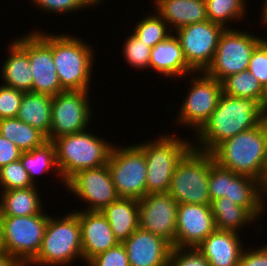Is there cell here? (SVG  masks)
Returning a JSON list of instances; mask_svg holds the SVG:
<instances>
[{
    "label": "cell",
    "mask_w": 267,
    "mask_h": 266,
    "mask_svg": "<svg viewBox=\"0 0 267 266\" xmlns=\"http://www.w3.org/2000/svg\"><path fill=\"white\" fill-rule=\"evenodd\" d=\"M0 266H23L15 257L6 251L0 252Z\"/></svg>",
    "instance_id": "obj_44"
},
{
    "label": "cell",
    "mask_w": 267,
    "mask_h": 266,
    "mask_svg": "<svg viewBox=\"0 0 267 266\" xmlns=\"http://www.w3.org/2000/svg\"><path fill=\"white\" fill-rule=\"evenodd\" d=\"M224 30L222 25L207 20L186 25L173 33L179 39L187 64L195 72H205L214 59Z\"/></svg>",
    "instance_id": "obj_13"
},
{
    "label": "cell",
    "mask_w": 267,
    "mask_h": 266,
    "mask_svg": "<svg viewBox=\"0 0 267 266\" xmlns=\"http://www.w3.org/2000/svg\"><path fill=\"white\" fill-rule=\"evenodd\" d=\"M175 247H197L216 230L211 205L178 204Z\"/></svg>",
    "instance_id": "obj_17"
},
{
    "label": "cell",
    "mask_w": 267,
    "mask_h": 266,
    "mask_svg": "<svg viewBox=\"0 0 267 266\" xmlns=\"http://www.w3.org/2000/svg\"><path fill=\"white\" fill-rule=\"evenodd\" d=\"M65 188L87 204V208L81 209L85 211H102L119 198L107 164L78 171Z\"/></svg>",
    "instance_id": "obj_14"
},
{
    "label": "cell",
    "mask_w": 267,
    "mask_h": 266,
    "mask_svg": "<svg viewBox=\"0 0 267 266\" xmlns=\"http://www.w3.org/2000/svg\"><path fill=\"white\" fill-rule=\"evenodd\" d=\"M122 244L130 266H168L172 245L161 236L138 227Z\"/></svg>",
    "instance_id": "obj_19"
},
{
    "label": "cell",
    "mask_w": 267,
    "mask_h": 266,
    "mask_svg": "<svg viewBox=\"0 0 267 266\" xmlns=\"http://www.w3.org/2000/svg\"><path fill=\"white\" fill-rule=\"evenodd\" d=\"M53 96L24 92L17 118L42 132L49 141Z\"/></svg>",
    "instance_id": "obj_26"
},
{
    "label": "cell",
    "mask_w": 267,
    "mask_h": 266,
    "mask_svg": "<svg viewBox=\"0 0 267 266\" xmlns=\"http://www.w3.org/2000/svg\"><path fill=\"white\" fill-rule=\"evenodd\" d=\"M261 108L267 113V84L263 86V94L261 97Z\"/></svg>",
    "instance_id": "obj_45"
},
{
    "label": "cell",
    "mask_w": 267,
    "mask_h": 266,
    "mask_svg": "<svg viewBox=\"0 0 267 266\" xmlns=\"http://www.w3.org/2000/svg\"><path fill=\"white\" fill-rule=\"evenodd\" d=\"M20 160L34 185L38 183V179L36 177L44 173L48 174L52 170V172H55L54 174H57L56 176H58V179H60V183L62 181L64 185L63 187L66 186V183L61 178L57 166L56 150L52 141H47L42 146L31 151L22 152Z\"/></svg>",
    "instance_id": "obj_29"
},
{
    "label": "cell",
    "mask_w": 267,
    "mask_h": 266,
    "mask_svg": "<svg viewBox=\"0 0 267 266\" xmlns=\"http://www.w3.org/2000/svg\"><path fill=\"white\" fill-rule=\"evenodd\" d=\"M168 266H211L197 247L172 246Z\"/></svg>",
    "instance_id": "obj_38"
},
{
    "label": "cell",
    "mask_w": 267,
    "mask_h": 266,
    "mask_svg": "<svg viewBox=\"0 0 267 266\" xmlns=\"http://www.w3.org/2000/svg\"><path fill=\"white\" fill-rule=\"evenodd\" d=\"M150 13L137 21L132 33L152 49L158 43L165 41L173 32L157 12Z\"/></svg>",
    "instance_id": "obj_33"
},
{
    "label": "cell",
    "mask_w": 267,
    "mask_h": 266,
    "mask_svg": "<svg viewBox=\"0 0 267 266\" xmlns=\"http://www.w3.org/2000/svg\"><path fill=\"white\" fill-rule=\"evenodd\" d=\"M138 203L139 227L175 247L178 202L167 192L147 194Z\"/></svg>",
    "instance_id": "obj_16"
},
{
    "label": "cell",
    "mask_w": 267,
    "mask_h": 266,
    "mask_svg": "<svg viewBox=\"0 0 267 266\" xmlns=\"http://www.w3.org/2000/svg\"><path fill=\"white\" fill-rule=\"evenodd\" d=\"M79 258L83 261L81 225L74 209L64 217L49 215L40 250L27 266H70Z\"/></svg>",
    "instance_id": "obj_5"
},
{
    "label": "cell",
    "mask_w": 267,
    "mask_h": 266,
    "mask_svg": "<svg viewBox=\"0 0 267 266\" xmlns=\"http://www.w3.org/2000/svg\"><path fill=\"white\" fill-rule=\"evenodd\" d=\"M22 151L10 140L0 135V168L20 159Z\"/></svg>",
    "instance_id": "obj_43"
},
{
    "label": "cell",
    "mask_w": 267,
    "mask_h": 266,
    "mask_svg": "<svg viewBox=\"0 0 267 266\" xmlns=\"http://www.w3.org/2000/svg\"><path fill=\"white\" fill-rule=\"evenodd\" d=\"M214 161L236 174L267 179V118L258 126L238 133L211 152Z\"/></svg>",
    "instance_id": "obj_2"
},
{
    "label": "cell",
    "mask_w": 267,
    "mask_h": 266,
    "mask_svg": "<svg viewBox=\"0 0 267 266\" xmlns=\"http://www.w3.org/2000/svg\"><path fill=\"white\" fill-rule=\"evenodd\" d=\"M263 187H264V203H265V207L267 206L266 205V203L267 202H265V200H267L266 198H267V179H266V182H265V184L263 185Z\"/></svg>",
    "instance_id": "obj_48"
},
{
    "label": "cell",
    "mask_w": 267,
    "mask_h": 266,
    "mask_svg": "<svg viewBox=\"0 0 267 266\" xmlns=\"http://www.w3.org/2000/svg\"><path fill=\"white\" fill-rule=\"evenodd\" d=\"M14 41L28 54L33 75L32 92L56 96L64 92L53 61L52 49L33 31Z\"/></svg>",
    "instance_id": "obj_15"
},
{
    "label": "cell",
    "mask_w": 267,
    "mask_h": 266,
    "mask_svg": "<svg viewBox=\"0 0 267 266\" xmlns=\"http://www.w3.org/2000/svg\"><path fill=\"white\" fill-rule=\"evenodd\" d=\"M194 74L190 77V87L175 122L179 126L191 128L196 134L216 109L223 91L217 79L209 77L205 72H196L198 76Z\"/></svg>",
    "instance_id": "obj_11"
},
{
    "label": "cell",
    "mask_w": 267,
    "mask_h": 266,
    "mask_svg": "<svg viewBox=\"0 0 267 266\" xmlns=\"http://www.w3.org/2000/svg\"><path fill=\"white\" fill-rule=\"evenodd\" d=\"M212 214L215 220L217 230L239 231L251 223L257 222V219L244 207L232 203L230 199L221 197L211 202ZM255 220V221H254Z\"/></svg>",
    "instance_id": "obj_28"
},
{
    "label": "cell",
    "mask_w": 267,
    "mask_h": 266,
    "mask_svg": "<svg viewBox=\"0 0 267 266\" xmlns=\"http://www.w3.org/2000/svg\"><path fill=\"white\" fill-rule=\"evenodd\" d=\"M90 91H64L53 96L49 141L89 128L93 112L89 105Z\"/></svg>",
    "instance_id": "obj_12"
},
{
    "label": "cell",
    "mask_w": 267,
    "mask_h": 266,
    "mask_svg": "<svg viewBox=\"0 0 267 266\" xmlns=\"http://www.w3.org/2000/svg\"><path fill=\"white\" fill-rule=\"evenodd\" d=\"M153 2L155 12L166 21L172 32L186 25L208 20L205 0H153Z\"/></svg>",
    "instance_id": "obj_22"
},
{
    "label": "cell",
    "mask_w": 267,
    "mask_h": 266,
    "mask_svg": "<svg viewBox=\"0 0 267 266\" xmlns=\"http://www.w3.org/2000/svg\"><path fill=\"white\" fill-rule=\"evenodd\" d=\"M0 135L14 143L22 152L31 151L48 141L42 132L17 117L0 119Z\"/></svg>",
    "instance_id": "obj_30"
},
{
    "label": "cell",
    "mask_w": 267,
    "mask_h": 266,
    "mask_svg": "<svg viewBox=\"0 0 267 266\" xmlns=\"http://www.w3.org/2000/svg\"><path fill=\"white\" fill-rule=\"evenodd\" d=\"M81 225L83 264L119 244L101 211L78 210Z\"/></svg>",
    "instance_id": "obj_18"
},
{
    "label": "cell",
    "mask_w": 267,
    "mask_h": 266,
    "mask_svg": "<svg viewBox=\"0 0 267 266\" xmlns=\"http://www.w3.org/2000/svg\"><path fill=\"white\" fill-rule=\"evenodd\" d=\"M6 251L5 242H4V234H3V225L0 218V252Z\"/></svg>",
    "instance_id": "obj_47"
},
{
    "label": "cell",
    "mask_w": 267,
    "mask_h": 266,
    "mask_svg": "<svg viewBox=\"0 0 267 266\" xmlns=\"http://www.w3.org/2000/svg\"><path fill=\"white\" fill-rule=\"evenodd\" d=\"M51 49L62 88L65 91L90 90L95 50L82 38L70 34L33 30ZM47 33V34H46ZM94 55V56H93ZM94 59V60H93Z\"/></svg>",
    "instance_id": "obj_3"
},
{
    "label": "cell",
    "mask_w": 267,
    "mask_h": 266,
    "mask_svg": "<svg viewBox=\"0 0 267 266\" xmlns=\"http://www.w3.org/2000/svg\"><path fill=\"white\" fill-rule=\"evenodd\" d=\"M35 4L36 9L39 8L42 11L47 13H57L61 15L65 13L78 12L82 9H87L88 7L94 8V6L100 5L103 3L102 0H29Z\"/></svg>",
    "instance_id": "obj_36"
},
{
    "label": "cell",
    "mask_w": 267,
    "mask_h": 266,
    "mask_svg": "<svg viewBox=\"0 0 267 266\" xmlns=\"http://www.w3.org/2000/svg\"><path fill=\"white\" fill-rule=\"evenodd\" d=\"M254 35V36H253ZM239 28H227L220 35L214 59L205 73L221 82L229 75L248 70L253 50L264 39Z\"/></svg>",
    "instance_id": "obj_9"
},
{
    "label": "cell",
    "mask_w": 267,
    "mask_h": 266,
    "mask_svg": "<svg viewBox=\"0 0 267 266\" xmlns=\"http://www.w3.org/2000/svg\"><path fill=\"white\" fill-rule=\"evenodd\" d=\"M265 119L266 112L257 100L222 94L208 121L194 135L198 139L197 145L192 142L193 148L211 153L223 141L258 126Z\"/></svg>",
    "instance_id": "obj_1"
},
{
    "label": "cell",
    "mask_w": 267,
    "mask_h": 266,
    "mask_svg": "<svg viewBox=\"0 0 267 266\" xmlns=\"http://www.w3.org/2000/svg\"><path fill=\"white\" fill-rule=\"evenodd\" d=\"M227 199L246 208L256 219H261L265 208L263 184L252 177L237 174L230 182Z\"/></svg>",
    "instance_id": "obj_25"
},
{
    "label": "cell",
    "mask_w": 267,
    "mask_h": 266,
    "mask_svg": "<svg viewBox=\"0 0 267 266\" xmlns=\"http://www.w3.org/2000/svg\"><path fill=\"white\" fill-rule=\"evenodd\" d=\"M44 212L32 216H0L6 252L23 266H27L40 250L49 217Z\"/></svg>",
    "instance_id": "obj_10"
},
{
    "label": "cell",
    "mask_w": 267,
    "mask_h": 266,
    "mask_svg": "<svg viewBox=\"0 0 267 266\" xmlns=\"http://www.w3.org/2000/svg\"><path fill=\"white\" fill-rule=\"evenodd\" d=\"M35 186L23 167L21 160L11 162L0 168V189L2 191L23 189Z\"/></svg>",
    "instance_id": "obj_34"
},
{
    "label": "cell",
    "mask_w": 267,
    "mask_h": 266,
    "mask_svg": "<svg viewBox=\"0 0 267 266\" xmlns=\"http://www.w3.org/2000/svg\"><path fill=\"white\" fill-rule=\"evenodd\" d=\"M8 47L9 56L0 69V77L5 82L3 85L23 92H32L33 75L28 54L14 40Z\"/></svg>",
    "instance_id": "obj_24"
},
{
    "label": "cell",
    "mask_w": 267,
    "mask_h": 266,
    "mask_svg": "<svg viewBox=\"0 0 267 266\" xmlns=\"http://www.w3.org/2000/svg\"><path fill=\"white\" fill-rule=\"evenodd\" d=\"M158 134L156 139L136 144L146 158L147 194L167 193L173 172L183 157L193 148L188 139L175 137V134Z\"/></svg>",
    "instance_id": "obj_6"
},
{
    "label": "cell",
    "mask_w": 267,
    "mask_h": 266,
    "mask_svg": "<svg viewBox=\"0 0 267 266\" xmlns=\"http://www.w3.org/2000/svg\"><path fill=\"white\" fill-rule=\"evenodd\" d=\"M86 129L55 138L56 162L66 183L78 171L94 169L108 163L113 144Z\"/></svg>",
    "instance_id": "obj_4"
},
{
    "label": "cell",
    "mask_w": 267,
    "mask_h": 266,
    "mask_svg": "<svg viewBox=\"0 0 267 266\" xmlns=\"http://www.w3.org/2000/svg\"><path fill=\"white\" fill-rule=\"evenodd\" d=\"M237 174L229 169L221 167L219 164L214 162L210 166V177H209V195L211 202L221 197L228 195L229 182Z\"/></svg>",
    "instance_id": "obj_37"
},
{
    "label": "cell",
    "mask_w": 267,
    "mask_h": 266,
    "mask_svg": "<svg viewBox=\"0 0 267 266\" xmlns=\"http://www.w3.org/2000/svg\"><path fill=\"white\" fill-rule=\"evenodd\" d=\"M37 185L0 191V216H32L43 212V199ZM41 198V199H40Z\"/></svg>",
    "instance_id": "obj_27"
},
{
    "label": "cell",
    "mask_w": 267,
    "mask_h": 266,
    "mask_svg": "<svg viewBox=\"0 0 267 266\" xmlns=\"http://www.w3.org/2000/svg\"><path fill=\"white\" fill-rule=\"evenodd\" d=\"M126 41L123 44L122 52L123 59H126L131 67L137 69H149L151 48L142 42L136 35L131 33L126 37ZM125 53V54H124Z\"/></svg>",
    "instance_id": "obj_35"
},
{
    "label": "cell",
    "mask_w": 267,
    "mask_h": 266,
    "mask_svg": "<svg viewBox=\"0 0 267 266\" xmlns=\"http://www.w3.org/2000/svg\"><path fill=\"white\" fill-rule=\"evenodd\" d=\"M239 236L235 232L216 229L197 248L211 266H238L245 248Z\"/></svg>",
    "instance_id": "obj_20"
},
{
    "label": "cell",
    "mask_w": 267,
    "mask_h": 266,
    "mask_svg": "<svg viewBox=\"0 0 267 266\" xmlns=\"http://www.w3.org/2000/svg\"><path fill=\"white\" fill-rule=\"evenodd\" d=\"M101 213L106 217L119 243L126 241L139 227V203L132 198H118Z\"/></svg>",
    "instance_id": "obj_23"
},
{
    "label": "cell",
    "mask_w": 267,
    "mask_h": 266,
    "mask_svg": "<svg viewBox=\"0 0 267 266\" xmlns=\"http://www.w3.org/2000/svg\"><path fill=\"white\" fill-rule=\"evenodd\" d=\"M248 71L260 81L262 86L267 84V37L253 50Z\"/></svg>",
    "instance_id": "obj_40"
},
{
    "label": "cell",
    "mask_w": 267,
    "mask_h": 266,
    "mask_svg": "<svg viewBox=\"0 0 267 266\" xmlns=\"http://www.w3.org/2000/svg\"><path fill=\"white\" fill-rule=\"evenodd\" d=\"M245 0H205L207 18L225 29L231 27L232 21H240L247 14Z\"/></svg>",
    "instance_id": "obj_32"
},
{
    "label": "cell",
    "mask_w": 267,
    "mask_h": 266,
    "mask_svg": "<svg viewBox=\"0 0 267 266\" xmlns=\"http://www.w3.org/2000/svg\"><path fill=\"white\" fill-rule=\"evenodd\" d=\"M243 249L238 266H267V245Z\"/></svg>",
    "instance_id": "obj_42"
},
{
    "label": "cell",
    "mask_w": 267,
    "mask_h": 266,
    "mask_svg": "<svg viewBox=\"0 0 267 266\" xmlns=\"http://www.w3.org/2000/svg\"><path fill=\"white\" fill-rule=\"evenodd\" d=\"M261 10H262V13H261L262 16H260L259 19H261V22L263 23V25L265 24L266 26L267 25V0L263 1V6Z\"/></svg>",
    "instance_id": "obj_46"
},
{
    "label": "cell",
    "mask_w": 267,
    "mask_h": 266,
    "mask_svg": "<svg viewBox=\"0 0 267 266\" xmlns=\"http://www.w3.org/2000/svg\"><path fill=\"white\" fill-rule=\"evenodd\" d=\"M223 94L257 100L261 105L263 86L248 70L229 75L221 81Z\"/></svg>",
    "instance_id": "obj_31"
},
{
    "label": "cell",
    "mask_w": 267,
    "mask_h": 266,
    "mask_svg": "<svg viewBox=\"0 0 267 266\" xmlns=\"http://www.w3.org/2000/svg\"><path fill=\"white\" fill-rule=\"evenodd\" d=\"M211 153L192 148L176 166L168 193L178 204L211 205L209 195Z\"/></svg>",
    "instance_id": "obj_7"
},
{
    "label": "cell",
    "mask_w": 267,
    "mask_h": 266,
    "mask_svg": "<svg viewBox=\"0 0 267 266\" xmlns=\"http://www.w3.org/2000/svg\"><path fill=\"white\" fill-rule=\"evenodd\" d=\"M149 68L163 77H173L172 79H183V76L196 73L187 64L179 39L174 33L152 48Z\"/></svg>",
    "instance_id": "obj_21"
},
{
    "label": "cell",
    "mask_w": 267,
    "mask_h": 266,
    "mask_svg": "<svg viewBox=\"0 0 267 266\" xmlns=\"http://www.w3.org/2000/svg\"><path fill=\"white\" fill-rule=\"evenodd\" d=\"M24 92L0 84V119L16 118Z\"/></svg>",
    "instance_id": "obj_39"
},
{
    "label": "cell",
    "mask_w": 267,
    "mask_h": 266,
    "mask_svg": "<svg viewBox=\"0 0 267 266\" xmlns=\"http://www.w3.org/2000/svg\"><path fill=\"white\" fill-rule=\"evenodd\" d=\"M119 198L140 200L147 195L146 158L136 145H114L107 163Z\"/></svg>",
    "instance_id": "obj_8"
},
{
    "label": "cell",
    "mask_w": 267,
    "mask_h": 266,
    "mask_svg": "<svg viewBox=\"0 0 267 266\" xmlns=\"http://www.w3.org/2000/svg\"><path fill=\"white\" fill-rule=\"evenodd\" d=\"M86 266H130L125 246L119 243L117 246L98 254L92 258Z\"/></svg>",
    "instance_id": "obj_41"
}]
</instances>
